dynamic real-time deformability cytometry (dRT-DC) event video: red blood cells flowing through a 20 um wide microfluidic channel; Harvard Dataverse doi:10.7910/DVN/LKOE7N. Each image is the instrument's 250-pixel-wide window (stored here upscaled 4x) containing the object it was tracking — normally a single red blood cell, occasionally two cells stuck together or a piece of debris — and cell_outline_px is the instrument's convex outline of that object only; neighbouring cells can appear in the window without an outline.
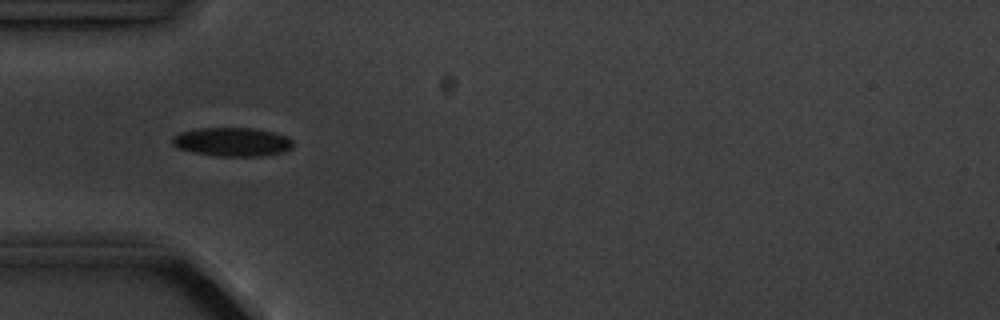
{"species": "common noctule bat (a hibernating species)", "species_latin": "Nyctalus noctula", "temperature_condition": "cold", "stored_images_in_passage": 7, "camera_frame_rate_fps": 3000, "um_per_image_px": 0.085, "animal": {"sex": "male", "body_mass_g": 20.1, "forearm_length_mm": 53.5}, "frame": {"image": 1, "passage_image": 3, "time_ms": 3.0, "image_size_px": [1000, 320], "cell_outline_px": [[292, 148], [280, 152], [260, 156], [216, 156], [192, 152], [176, 148], [172, 144], [172, 136], [180, 132], [196, 128], [252, 128], [272, 132], [288, 136], [292, 140]], "centroid_in_image_um": [19.68, 12.06], "position_along_channel_um": 65.3, "area_um2": 20.29}}
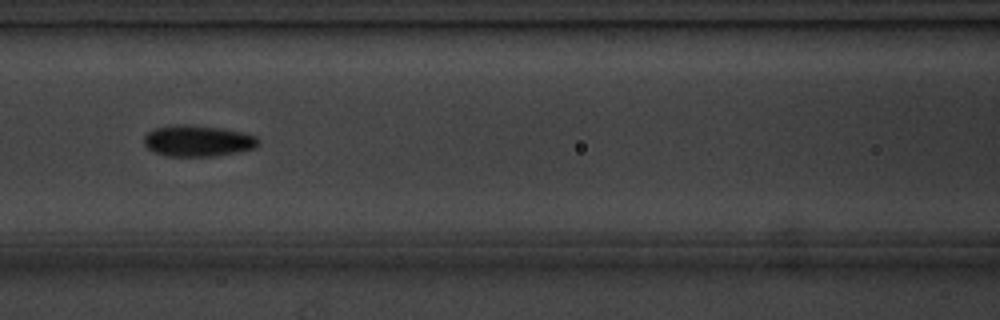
{"frame": {"image": 2, "passage_image": 5, "time_ms": 5.333, "image_size_px": [1000, 320], "cell_outline_px": [[260, 140], [252, 148], [236, 152], [216, 156], [164, 156], [148, 148], [144, 144], [144, 136], [152, 128], [176, 124], [192, 124], [220, 128], [240, 132], [256, 136]], "centroid_in_image_um": [16.75, 11.96], "position_along_channel_um": 149.8, "area_um2": 20.75}}